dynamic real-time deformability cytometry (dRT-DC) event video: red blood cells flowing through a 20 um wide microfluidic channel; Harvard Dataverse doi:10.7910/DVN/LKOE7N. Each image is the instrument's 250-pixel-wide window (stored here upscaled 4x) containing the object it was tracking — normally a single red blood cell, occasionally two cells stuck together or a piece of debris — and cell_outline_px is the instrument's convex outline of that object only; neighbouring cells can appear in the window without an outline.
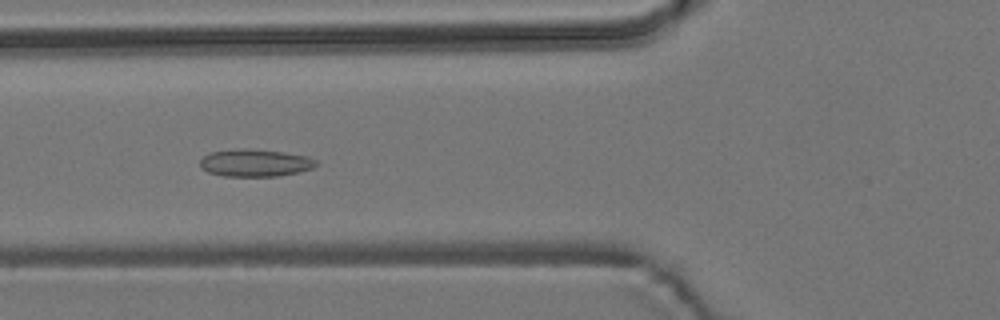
{"species": "common noctule bat (a hibernating species)", "species_latin": "Nyctalus noctula", "temperature_condition": "room temperature", "stored_images_in_passage": 6, "camera_frame_rate_fps": 3000, "um_per_image_px": 0.085, "animal": {"sex": "male", "body_mass_g": 19.2, "forearm_length_mm": 51.8}, "frame": {"image": 1, "passage_image": 5, "time_ms": 4.667, "image_size_px": [1000, 320], "cell_outline_px": [[320, 164], [312, 168], [300, 172], [276, 176], [224, 176], [208, 172], [200, 168], [200, 160], [208, 152], [240, 148], [248, 148], [284, 152], [308, 156], [316, 160]], "centroid_in_image_um": [21.69, 13.83], "position_along_channel_um": 104.1, "area_um2": 18.79}}
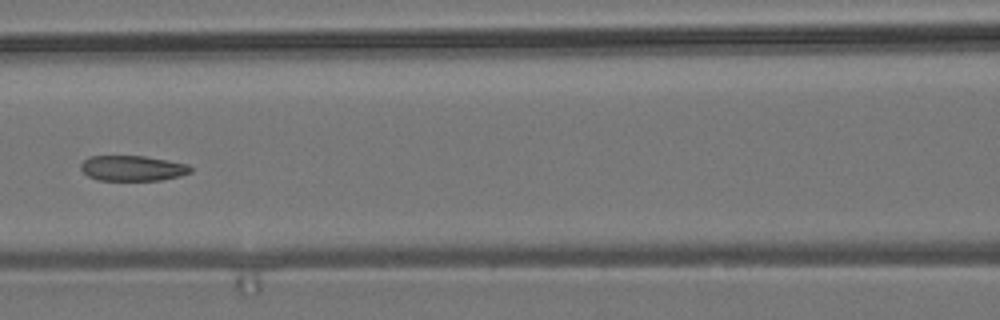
{"frame": {"image": 2, "passage_image": 6, "time_ms": 6.0, "image_size_px": [1000, 320], "cell_outline_px": [[192, 172], [180, 176], [160, 180], [100, 180], [88, 176], [80, 168], [80, 164], [88, 156], [144, 156], [188, 164], [192, 168]], "centroid_in_image_um": [11.27, 14.3], "position_along_channel_um": 155.3, "area_um2": 16.18}}